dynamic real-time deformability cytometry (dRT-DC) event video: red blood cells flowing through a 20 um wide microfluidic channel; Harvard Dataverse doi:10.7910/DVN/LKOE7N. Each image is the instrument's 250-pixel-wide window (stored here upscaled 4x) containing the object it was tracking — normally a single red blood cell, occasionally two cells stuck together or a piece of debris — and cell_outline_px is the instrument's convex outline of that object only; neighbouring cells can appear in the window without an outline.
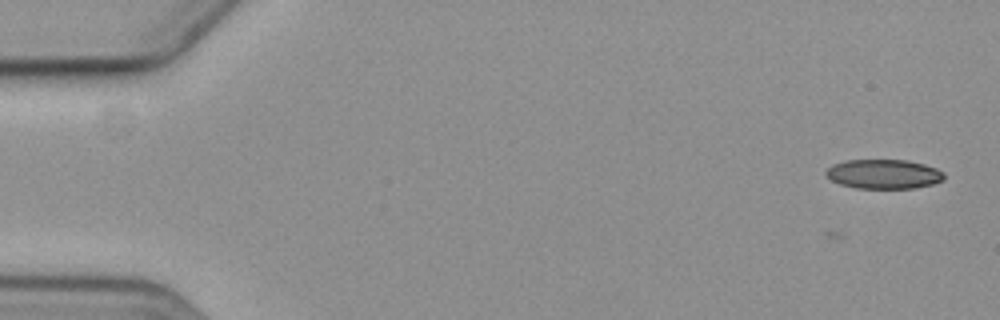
{"species": "common noctule bat (a hibernating species)", "species_latin": "Nyctalus noctula", "temperature_condition": "cold", "stored_images_in_passage": 5, "camera_frame_rate_fps": 3000, "um_per_image_px": 0.085, "animal": {"sex": "female", "body_mass_g": 19.3, "forearm_length_mm": 54.1}, "frame": {"image": 1, "passage_image": 1, "time_ms": 0.0, "image_size_px": [1000, 320], "cell_outline_px": [[944, 180], [932, 184], [916, 188], [856, 188], [840, 184], [832, 180], [824, 172], [832, 164], [844, 160], [908, 160], [924, 164], [936, 168], [944, 172]], "centroid_in_image_um": [75.12, 14.79], "position_along_channel_um": 9.9, "area_um2": 20.29}}